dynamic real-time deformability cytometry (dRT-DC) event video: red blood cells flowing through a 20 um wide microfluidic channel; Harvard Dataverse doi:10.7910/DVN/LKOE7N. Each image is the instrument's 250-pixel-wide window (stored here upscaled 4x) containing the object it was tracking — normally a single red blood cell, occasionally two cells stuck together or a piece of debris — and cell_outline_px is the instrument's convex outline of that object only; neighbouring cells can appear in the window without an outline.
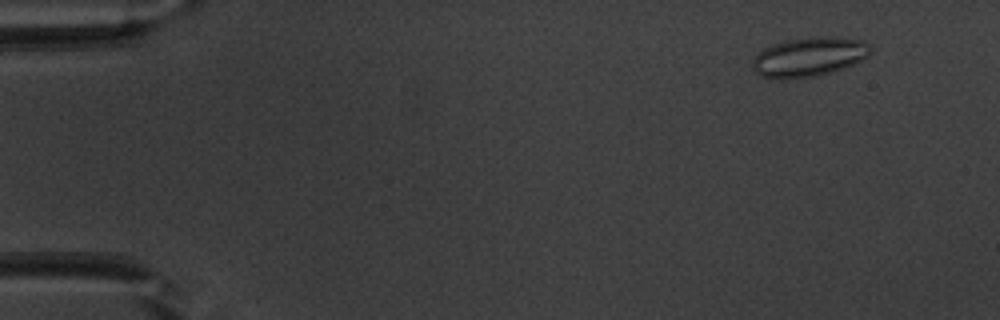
{"species": "common noctule bat (a hibernating species)", "species_latin": "Nyctalus noctula", "temperature_condition": "warm", "stored_images_in_passage": 49, "camera_frame_rate_fps": 3000, "um_per_image_px": 0.085, "animal": {"sex": "male", "body_mass_g": 20.1, "forearm_length_mm": 53.5}, "frame": {"image": 1, "passage_image": 2, "time_ms": 0.333, "image_size_px": [1000, 320], "cell_outline_px": [[872, 52], [868, 56], [852, 64], [832, 72], [816, 76], [760, 76], [752, 68], [752, 60], [764, 48], [772, 44], [788, 40], [808, 36], [836, 36], [864, 40], [868, 44]], "centroid_in_image_um": [68.82, 4.77], "position_along_channel_um": 16.2, "area_um2": 26.53}}
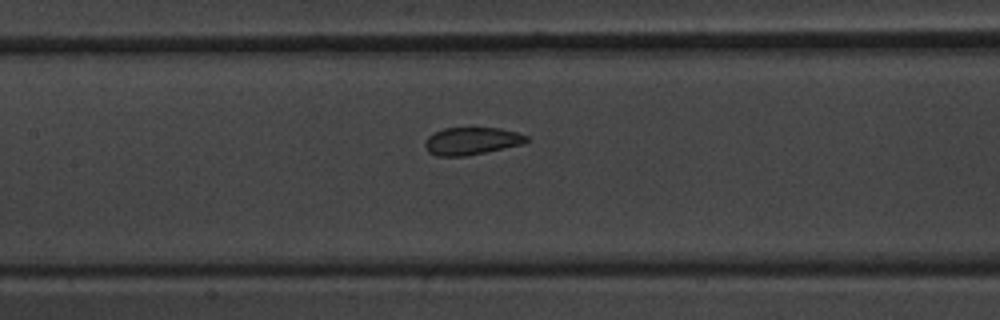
{"frame": {"image": 2, "passage_image": 22, "time_ms": 7.0, "image_size_px": [1000, 320], "cell_outline_px": [[528, 140], [524, 144], [464, 156], [436, 156], [428, 152], [424, 144], [428, 136], [444, 128], [500, 128], [516, 132], [528, 136]], "centroid_in_image_um": [40.08, 11.99], "position_along_channel_um": 167.3, "area_um2": 16.13}}
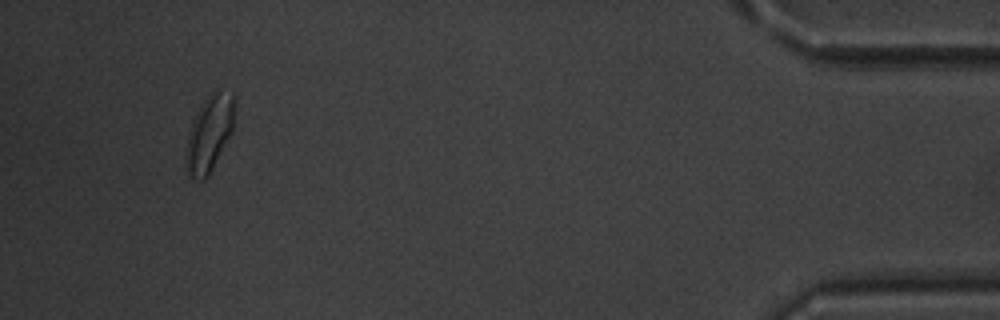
{"frame": {"image": 3, "passage_image": 46, "time_ms": 15.0, "image_size_px": [1000, 320], "cell_outline_px": [[236, 96], [232, 132], [208, 176], [204, 180], [200, 180], [188, 176], [184, 164], [184, 156], [188, 132], [192, 120], [196, 112], [204, 100], [216, 88], [232, 92]], "centroid_in_image_um": [17.78, 11.32], "position_along_channel_um": 417.4, "area_um2": 22.14}, "authors_computed_cell_mechanics": {"area_um2": 17.4556, "velocity_mm_per_s": 3.948, "shape_relaxation_time_tau1_ms": 7.3929, "shape_relaxation_time_tau2_ms": 1.1041, "deformation_change_tau1": 0.1195, "deformation_change_tau2": 0.0743}}